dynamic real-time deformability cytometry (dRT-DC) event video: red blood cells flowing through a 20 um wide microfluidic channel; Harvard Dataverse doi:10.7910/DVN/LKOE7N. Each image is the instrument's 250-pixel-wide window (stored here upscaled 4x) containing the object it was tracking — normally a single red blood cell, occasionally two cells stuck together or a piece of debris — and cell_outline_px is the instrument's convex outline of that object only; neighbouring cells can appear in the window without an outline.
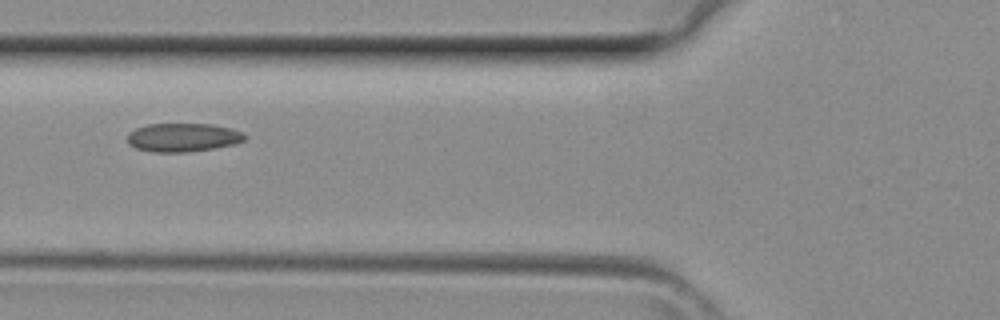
{"species": "common noctule bat (a hibernating species)", "species_latin": "Nyctalus noctula", "temperature_condition": "room temperature", "stored_images_in_passage": 4, "camera_frame_rate_fps": 3000, "um_per_image_px": 0.085, "animal": {"sex": "female", "body_mass_g": 29.2, "forearm_length_mm": 56.3}, "frame": {"image": 1, "passage_image": 3, "time_ms": 0.667, "image_size_px": [1000, 320], "cell_outline_px": [[248, 136], [244, 140], [236, 144], [216, 148], [188, 152], [152, 152], [136, 148], [128, 144], [128, 132], [136, 128], [148, 124], [212, 124], [232, 128], [244, 132]], "centroid_in_image_um": [15.59, 11.68], "position_along_channel_um": 110.2, "area_um2": 19.83}}
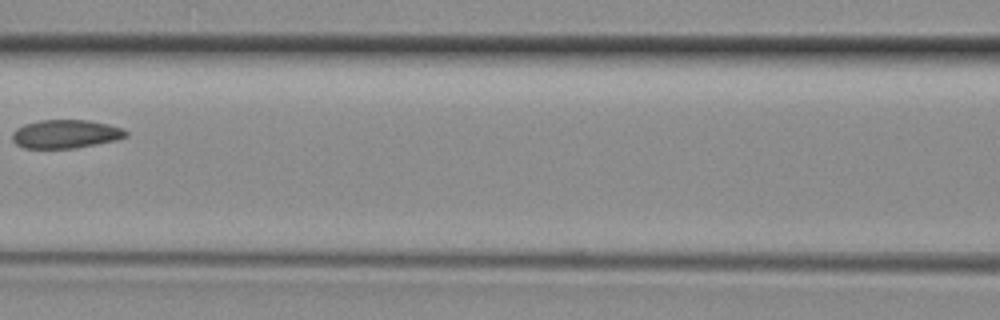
{"frame": {"image": 2, "passage_image": 4, "time_ms": 1.0, "image_size_px": [1000, 320], "cell_outline_px": [[128, 136], [116, 140], [96, 144], [72, 148], [24, 148], [16, 144], [12, 140], [12, 132], [16, 128], [24, 124], [40, 120], [88, 120], [108, 124], [124, 128], [128, 132]], "centroid_in_image_um": [5.58, 11.38], "position_along_channel_um": 161.0, "area_um2": 18.96}}